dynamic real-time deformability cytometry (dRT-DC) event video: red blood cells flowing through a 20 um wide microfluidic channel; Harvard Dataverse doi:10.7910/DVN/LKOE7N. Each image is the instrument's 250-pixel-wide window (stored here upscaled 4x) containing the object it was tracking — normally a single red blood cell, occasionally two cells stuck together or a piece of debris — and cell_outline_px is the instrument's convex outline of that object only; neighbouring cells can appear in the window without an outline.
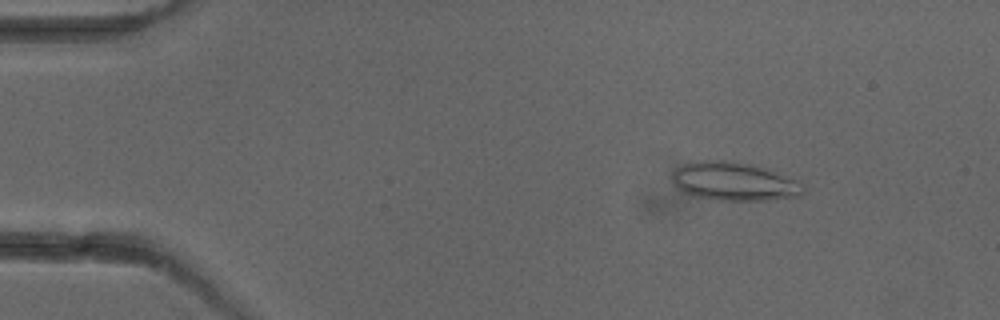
{"species": "common noctule bat (a hibernating species)", "species_latin": "Nyctalus noctula", "temperature_condition": "cold", "stored_images_in_passage": 4, "camera_frame_rate_fps": 3000, "um_per_image_px": 0.085, "animal": {"sex": "female"}, "frame": {"image": 1, "passage_image": 2, "time_ms": 1.0, "image_size_px": [1000, 320], "cell_outline_px": [[804, 192], [800, 196], [768, 200], [716, 200], [692, 196], [684, 192], [672, 180], [672, 172], [676, 168], [684, 164], [700, 160], [724, 160], [752, 164], [768, 168], [800, 180], [804, 184]], "centroid_in_image_um": [62.46, 15.42], "position_along_channel_um": 22.5, "area_um2": 29.77}}